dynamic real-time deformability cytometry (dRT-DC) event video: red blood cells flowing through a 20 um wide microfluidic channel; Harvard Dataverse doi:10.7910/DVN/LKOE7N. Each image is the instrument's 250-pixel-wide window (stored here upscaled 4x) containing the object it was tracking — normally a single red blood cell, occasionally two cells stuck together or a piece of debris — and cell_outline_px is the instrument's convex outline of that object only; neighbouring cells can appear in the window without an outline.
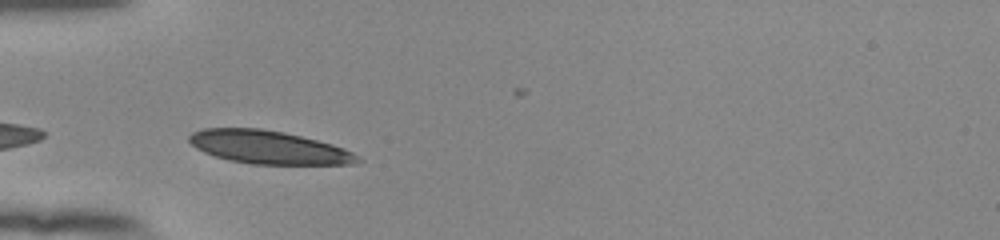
{"species": "human", "species_latin": "Homo sapiens", "temperature_condition": "room temperature", "stored_images_in_passage": 29, "camera_frame_rate_fps": 3000, "um_per_image_px": 0.085, "donor": {"sex": "female"}, "frame": {"image": 1, "passage_image": 1, "time_ms": 0.0, "image_size_px": [1000, 240], "cell_outline_px": [[364, 160], [356, 164], [252, 164], [228, 160], [204, 152], [196, 148], [188, 140], [188, 136], [192, 132], [204, 128], [260, 128], [284, 132], [332, 144], [344, 148], [360, 156]], "centroid_in_image_um": [22.85, 12.52], "position_along_channel_um": 62.1, "area_um2": 32.6}}
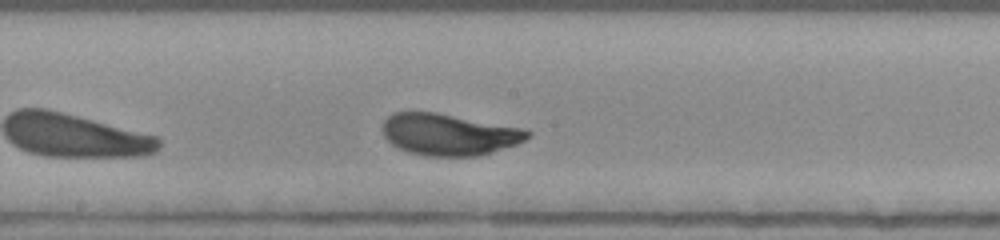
{"frame": {"image": 2, "passage_image": 13, "time_ms": 4.0, "image_size_px": [1000, 240], "cell_outline_px": [[532, 136], [516, 144], [492, 152], [476, 156], [424, 156], [408, 152], [392, 144], [384, 136], [384, 120], [392, 112], [436, 112], [520, 128], [532, 132]], "centroid_in_image_um": [38.15, 11.43], "position_along_channel_um": 210.1, "area_um2": 34.85}}
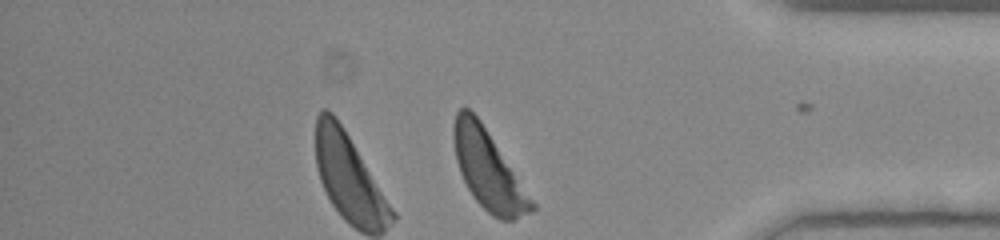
{"frame": {"image": 3, "passage_image": 29, "time_ms": 9.333, "image_size_px": [1000, 240], "cell_outline_px": [[536, 208], [532, 212], [512, 220], [500, 220], [492, 216], [472, 196], [460, 172], [456, 160], [452, 136], [452, 128], [456, 112], [460, 108], [468, 108], [480, 120], [536, 204]], "centroid_in_image_um": [41.49, 14.45], "position_along_channel_um": 393.7, "area_um2": 35.43}, "authors_computed_cell_mechanics": {"area_um2": 35.0846, "velocity_mm_per_s": 3.8138, "shape_relaxation_time_tau1_ms": 2.4664, "shape_relaxation_time_tau2_ms": null, "deformation_change_tau1": 0.1348, "deformation_change_tau2": null}}